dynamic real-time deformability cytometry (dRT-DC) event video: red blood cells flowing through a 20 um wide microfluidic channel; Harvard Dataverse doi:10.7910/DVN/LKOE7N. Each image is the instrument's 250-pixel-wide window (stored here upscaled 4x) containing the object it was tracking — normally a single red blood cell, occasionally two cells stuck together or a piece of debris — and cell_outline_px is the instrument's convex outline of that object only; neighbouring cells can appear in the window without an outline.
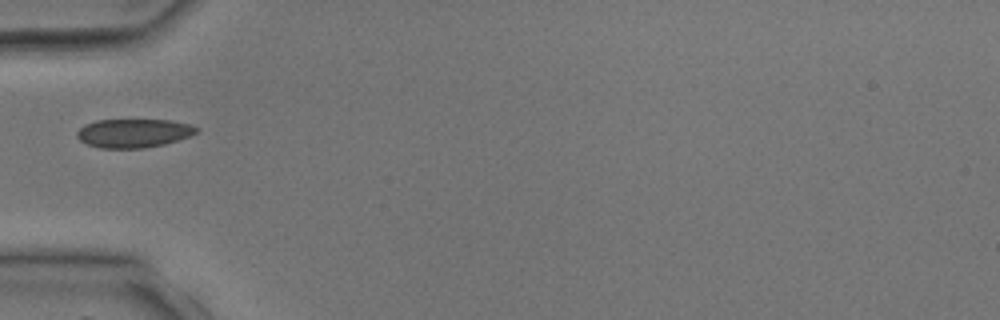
{"species": "common noctule bat (a hibernating species)", "species_latin": "Nyctalus noctula", "temperature_condition": "room temperature", "stored_images_in_passage": 4, "camera_frame_rate_fps": 3000, "um_per_image_px": 0.085, "animal": {"sex": "male", "body_mass_g": 17.9, "forearm_length_mm": 54.2}, "frame": {"image": 1, "passage_image": 4, "time_ms": 3.333, "image_size_px": [1000, 320], "cell_outline_px": [[200, 128], [196, 132], [188, 136], [164, 144], [144, 148], [100, 148], [88, 144], [80, 140], [76, 136], [76, 132], [84, 124], [96, 120], [172, 120], [192, 124]], "centroid_in_image_um": [11.35, 11.31], "position_along_channel_um": 73.7, "area_um2": 20.0}}